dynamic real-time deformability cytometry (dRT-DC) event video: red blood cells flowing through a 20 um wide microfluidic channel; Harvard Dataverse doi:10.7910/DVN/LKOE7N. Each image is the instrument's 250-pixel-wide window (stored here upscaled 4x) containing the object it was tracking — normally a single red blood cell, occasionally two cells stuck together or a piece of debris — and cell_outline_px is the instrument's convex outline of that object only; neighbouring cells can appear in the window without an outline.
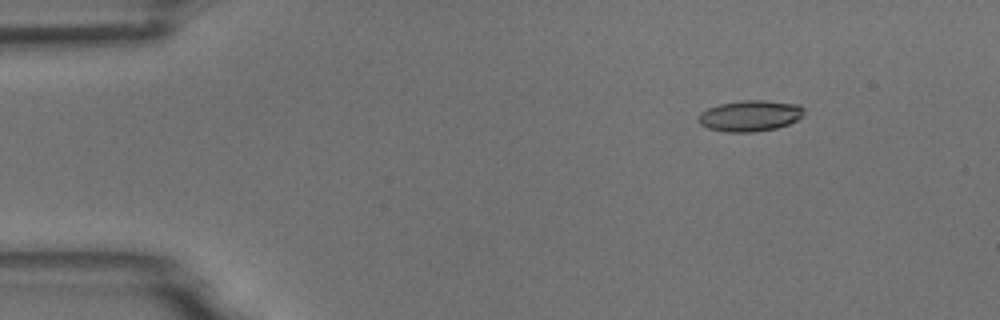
{"species": "common noctule bat (a hibernating species)", "species_latin": "Nyctalus noctula", "temperature_condition": "room temperature", "stored_images_in_passage": 8, "camera_frame_rate_fps": 3000, "um_per_image_px": 0.085, "animal": {"sex": "male", "body_mass_g": 18.8}, "frame": {"image": 1, "passage_image": 3, "time_ms": 0.667, "image_size_px": [1000, 320], "cell_outline_px": [[804, 116], [788, 124], [776, 128], [752, 132], [728, 132], [708, 128], [700, 124], [696, 120], [700, 112], [708, 108], [720, 104], [740, 100], [764, 100], [800, 104], [804, 108]], "centroid_in_image_um": [63.75, 9.83], "position_along_channel_um": 21.2, "area_um2": 19.25}}
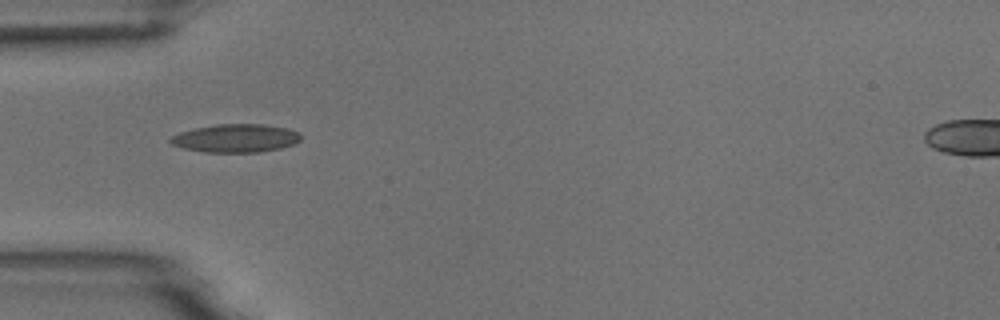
{"frame": {"image": 2, "passage_image": 6, "time_ms": 1.667, "image_size_px": [1000, 320], "cell_outline_px": [[300, 140], [296, 144], [280, 148], [260, 152], [204, 152], [184, 148], [172, 144], [168, 140], [172, 136], [180, 132], [196, 128], [216, 124], [260, 124], [288, 128], [300, 132]], "centroid_in_image_um": [20.06, 11.75], "position_along_channel_um": 64.9, "area_um2": 21.44}}